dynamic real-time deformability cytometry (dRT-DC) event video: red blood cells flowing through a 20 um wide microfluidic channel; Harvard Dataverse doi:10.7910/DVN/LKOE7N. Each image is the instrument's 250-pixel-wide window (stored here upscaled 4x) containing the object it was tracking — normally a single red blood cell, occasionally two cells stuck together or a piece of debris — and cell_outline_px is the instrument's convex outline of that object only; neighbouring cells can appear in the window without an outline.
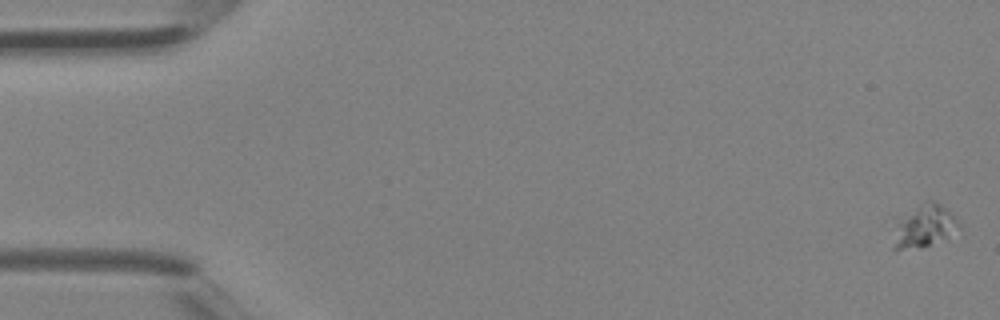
{"species": "Egyptian fruit bat (a non-hibernating species)", "species_latin": "Rousettus aegyptiacus", "temperature_condition": "room temperature", "stored_images_in_passage": 43, "camera_frame_rate_fps": 3000, "um_per_image_px": 0.085, "animal": {"sex": "female"}, "frame": {"image": 1, "passage_image": 1, "time_ms": 0.0, "image_size_px": [1000, 320], "cell_outline_px": [[960, 228], [920, 248], [892, 248], [892, 216], [920, 204], [932, 200], [940, 204], [956, 216], [960, 224]], "centroid_in_image_um": [78.4, 19.16], "position_along_channel_um": 6.6, "area_um2": 16.65}}
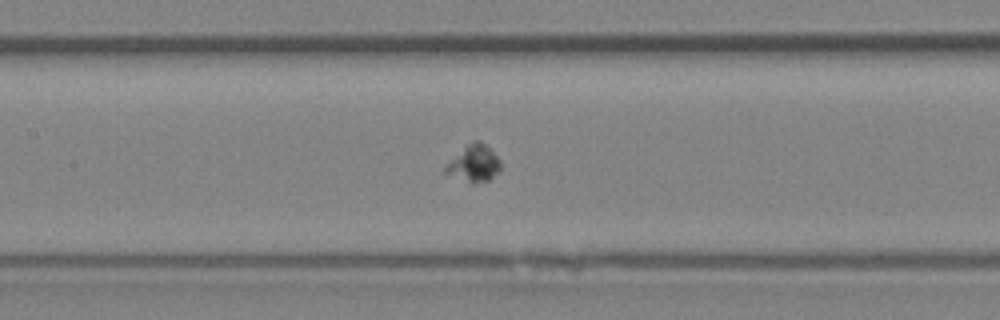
{"frame": {"image": 2, "passage_image": 20, "time_ms": 6.333, "image_size_px": [1000, 320], "cell_outline_px": [[500, 172], [488, 180], [472, 184], [444, 172], [444, 168], [472, 140], [480, 140], [500, 160]], "centroid_in_image_um": [40.32, 13.91], "position_along_channel_um": 167.1, "area_um2": 11.39}}
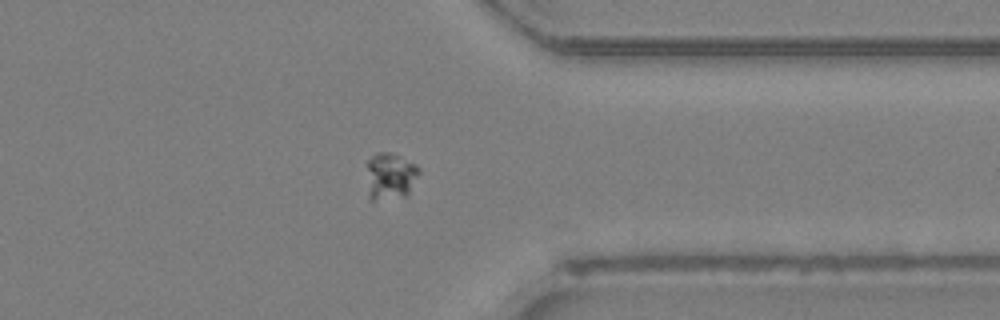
{"frame": {"image": 3, "passage_image": 33, "time_ms": 10.667, "image_size_px": [1000, 320], "cell_outline_px": [[420, 172], [408, 196], [372, 200], [368, 200], [368, 160], [376, 152], [392, 152], [416, 164], [420, 168]], "centroid_in_image_um": [33.2, 14.96], "position_along_channel_um": 378.2, "area_um2": 14.45}}